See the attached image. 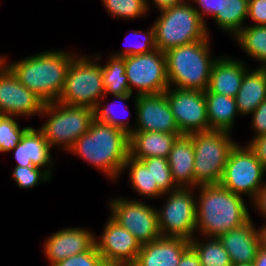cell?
I'll return each mask as SVG.
<instances>
[{
  "label": "cell",
  "instance_id": "1",
  "mask_svg": "<svg viewBox=\"0 0 266 266\" xmlns=\"http://www.w3.org/2000/svg\"><path fill=\"white\" fill-rule=\"evenodd\" d=\"M196 190H199V194L196 193V235L218 238L251 219L243 196L220 184L200 185Z\"/></svg>",
  "mask_w": 266,
  "mask_h": 266
},
{
  "label": "cell",
  "instance_id": "2",
  "mask_svg": "<svg viewBox=\"0 0 266 266\" xmlns=\"http://www.w3.org/2000/svg\"><path fill=\"white\" fill-rule=\"evenodd\" d=\"M117 182L129 156V135L122 129L93 121L67 151Z\"/></svg>",
  "mask_w": 266,
  "mask_h": 266
},
{
  "label": "cell",
  "instance_id": "3",
  "mask_svg": "<svg viewBox=\"0 0 266 266\" xmlns=\"http://www.w3.org/2000/svg\"><path fill=\"white\" fill-rule=\"evenodd\" d=\"M77 55L71 51L56 49L36 53L9 64L3 56L2 62L22 85L34 92L45 103H50L58 101L71 61Z\"/></svg>",
  "mask_w": 266,
  "mask_h": 266
},
{
  "label": "cell",
  "instance_id": "4",
  "mask_svg": "<svg viewBox=\"0 0 266 266\" xmlns=\"http://www.w3.org/2000/svg\"><path fill=\"white\" fill-rule=\"evenodd\" d=\"M210 36L164 52L169 87L201 91L208 88L211 68L218 58L210 52Z\"/></svg>",
  "mask_w": 266,
  "mask_h": 266
},
{
  "label": "cell",
  "instance_id": "5",
  "mask_svg": "<svg viewBox=\"0 0 266 266\" xmlns=\"http://www.w3.org/2000/svg\"><path fill=\"white\" fill-rule=\"evenodd\" d=\"M159 12L160 15L153 23L157 50L166 52L209 36L206 24L190 1Z\"/></svg>",
  "mask_w": 266,
  "mask_h": 266
},
{
  "label": "cell",
  "instance_id": "6",
  "mask_svg": "<svg viewBox=\"0 0 266 266\" xmlns=\"http://www.w3.org/2000/svg\"><path fill=\"white\" fill-rule=\"evenodd\" d=\"M46 120L40 128L51 147H62L68 151L74 142L88 132L94 121V111L87 106H69L59 101L45 103L41 118Z\"/></svg>",
  "mask_w": 266,
  "mask_h": 266
},
{
  "label": "cell",
  "instance_id": "7",
  "mask_svg": "<svg viewBox=\"0 0 266 266\" xmlns=\"http://www.w3.org/2000/svg\"><path fill=\"white\" fill-rule=\"evenodd\" d=\"M231 132L209 130L192 133L194 180L200 185L219 184L231 150L238 143Z\"/></svg>",
  "mask_w": 266,
  "mask_h": 266
},
{
  "label": "cell",
  "instance_id": "8",
  "mask_svg": "<svg viewBox=\"0 0 266 266\" xmlns=\"http://www.w3.org/2000/svg\"><path fill=\"white\" fill-rule=\"evenodd\" d=\"M101 56L77 55L69 66L58 101L69 106L94 108L105 96Z\"/></svg>",
  "mask_w": 266,
  "mask_h": 266
},
{
  "label": "cell",
  "instance_id": "9",
  "mask_svg": "<svg viewBox=\"0 0 266 266\" xmlns=\"http://www.w3.org/2000/svg\"><path fill=\"white\" fill-rule=\"evenodd\" d=\"M265 173L266 168L248 145L238 142L230 152L219 184L234 194L245 195L250 203L266 183Z\"/></svg>",
  "mask_w": 266,
  "mask_h": 266
},
{
  "label": "cell",
  "instance_id": "10",
  "mask_svg": "<svg viewBox=\"0 0 266 266\" xmlns=\"http://www.w3.org/2000/svg\"><path fill=\"white\" fill-rule=\"evenodd\" d=\"M163 196L166 197L163 207L156 208L161 236L180 237L190 241L196 236L195 188L178 187Z\"/></svg>",
  "mask_w": 266,
  "mask_h": 266
},
{
  "label": "cell",
  "instance_id": "11",
  "mask_svg": "<svg viewBox=\"0 0 266 266\" xmlns=\"http://www.w3.org/2000/svg\"><path fill=\"white\" fill-rule=\"evenodd\" d=\"M130 93L135 95L161 94L169 87L165 53L153 50L148 53L123 57Z\"/></svg>",
  "mask_w": 266,
  "mask_h": 266
},
{
  "label": "cell",
  "instance_id": "12",
  "mask_svg": "<svg viewBox=\"0 0 266 266\" xmlns=\"http://www.w3.org/2000/svg\"><path fill=\"white\" fill-rule=\"evenodd\" d=\"M108 205L110 216L128 230L141 245L161 237L157 209L154 206L121 196L112 198Z\"/></svg>",
  "mask_w": 266,
  "mask_h": 266
},
{
  "label": "cell",
  "instance_id": "13",
  "mask_svg": "<svg viewBox=\"0 0 266 266\" xmlns=\"http://www.w3.org/2000/svg\"><path fill=\"white\" fill-rule=\"evenodd\" d=\"M164 94L181 134L209 131L204 91L168 87Z\"/></svg>",
  "mask_w": 266,
  "mask_h": 266
},
{
  "label": "cell",
  "instance_id": "14",
  "mask_svg": "<svg viewBox=\"0 0 266 266\" xmlns=\"http://www.w3.org/2000/svg\"><path fill=\"white\" fill-rule=\"evenodd\" d=\"M102 235L95 237L98 252L107 266H131L141 250L140 242L111 216Z\"/></svg>",
  "mask_w": 266,
  "mask_h": 266
},
{
  "label": "cell",
  "instance_id": "15",
  "mask_svg": "<svg viewBox=\"0 0 266 266\" xmlns=\"http://www.w3.org/2000/svg\"><path fill=\"white\" fill-rule=\"evenodd\" d=\"M45 102L20 83L13 72L0 64V115L31 117L42 113Z\"/></svg>",
  "mask_w": 266,
  "mask_h": 266
},
{
  "label": "cell",
  "instance_id": "16",
  "mask_svg": "<svg viewBox=\"0 0 266 266\" xmlns=\"http://www.w3.org/2000/svg\"><path fill=\"white\" fill-rule=\"evenodd\" d=\"M136 120L133 131L181 133L164 93L134 95Z\"/></svg>",
  "mask_w": 266,
  "mask_h": 266
},
{
  "label": "cell",
  "instance_id": "17",
  "mask_svg": "<svg viewBox=\"0 0 266 266\" xmlns=\"http://www.w3.org/2000/svg\"><path fill=\"white\" fill-rule=\"evenodd\" d=\"M96 235L86 228L68 227L59 229L46 238L43 254L53 266L70 256L91 250L95 245Z\"/></svg>",
  "mask_w": 266,
  "mask_h": 266
},
{
  "label": "cell",
  "instance_id": "18",
  "mask_svg": "<svg viewBox=\"0 0 266 266\" xmlns=\"http://www.w3.org/2000/svg\"><path fill=\"white\" fill-rule=\"evenodd\" d=\"M190 247V241L180 237H159L142 244L131 266H178L182 254Z\"/></svg>",
  "mask_w": 266,
  "mask_h": 266
},
{
  "label": "cell",
  "instance_id": "19",
  "mask_svg": "<svg viewBox=\"0 0 266 266\" xmlns=\"http://www.w3.org/2000/svg\"><path fill=\"white\" fill-rule=\"evenodd\" d=\"M51 145L38 129L30 127L22 136L18 145L12 149L16 161L15 166H35L43 168L52 177L53 157ZM51 167V168H50Z\"/></svg>",
  "mask_w": 266,
  "mask_h": 266
},
{
  "label": "cell",
  "instance_id": "20",
  "mask_svg": "<svg viewBox=\"0 0 266 266\" xmlns=\"http://www.w3.org/2000/svg\"><path fill=\"white\" fill-rule=\"evenodd\" d=\"M246 65L242 59L219 56L212 65L207 89L212 93L235 98L240 89L242 79L249 70Z\"/></svg>",
  "mask_w": 266,
  "mask_h": 266
},
{
  "label": "cell",
  "instance_id": "21",
  "mask_svg": "<svg viewBox=\"0 0 266 266\" xmlns=\"http://www.w3.org/2000/svg\"><path fill=\"white\" fill-rule=\"evenodd\" d=\"M252 218L243 226L221 234L218 238L228 252L232 265L254 262L260 239Z\"/></svg>",
  "mask_w": 266,
  "mask_h": 266
},
{
  "label": "cell",
  "instance_id": "22",
  "mask_svg": "<svg viewBox=\"0 0 266 266\" xmlns=\"http://www.w3.org/2000/svg\"><path fill=\"white\" fill-rule=\"evenodd\" d=\"M167 159L177 187H198L194 180V147L191 135H179Z\"/></svg>",
  "mask_w": 266,
  "mask_h": 266
},
{
  "label": "cell",
  "instance_id": "23",
  "mask_svg": "<svg viewBox=\"0 0 266 266\" xmlns=\"http://www.w3.org/2000/svg\"><path fill=\"white\" fill-rule=\"evenodd\" d=\"M181 133L132 131L129 134V155L142 160L149 157L168 158L172 146Z\"/></svg>",
  "mask_w": 266,
  "mask_h": 266
},
{
  "label": "cell",
  "instance_id": "24",
  "mask_svg": "<svg viewBox=\"0 0 266 266\" xmlns=\"http://www.w3.org/2000/svg\"><path fill=\"white\" fill-rule=\"evenodd\" d=\"M235 99L240 116H249L266 99V68H250Z\"/></svg>",
  "mask_w": 266,
  "mask_h": 266
},
{
  "label": "cell",
  "instance_id": "25",
  "mask_svg": "<svg viewBox=\"0 0 266 266\" xmlns=\"http://www.w3.org/2000/svg\"><path fill=\"white\" fill-rule=\"evenodd\" d=\"M206 100L207 119L209 130H223L232 132L235 126L236 116L240 115L237 109L236 99L212 93L208 89L204 91Z\"/></svg>",
  "mask_w": 266,
  "mask_h": 266
},
{
  "label": "cell",
  "instance_id": "26",
  "mask_svg": "<svg viewBox=\"0 0 266 266\" xmlns=\"http://www.w3.org/2000/svg\"><path fill=\"white\" fill-rule=\"evenodd\" d=\"M233 39L247 55L260 62L259 68H266L265 25H245Z\"/></svg>",
  "mask_w": 266,
  "mask_h": 266
},
{
  "label": "cell",
  "instance_id": "27",
  "mask_svg": "<svg viewBox=\"0 0 266 266\" xmlns=\"http://www.w3.org/2000/svg\"><path fill=\"white\" fill-rule=\"evenodd\" d=\"M128 172L129 182L138 196L144 198H162L164 194L158 187H152L151 166H146L141 160L127 157L122 169Z\"/></svg>",
  "mask_w": 266,
  "mask_h": 266
},
{
  "label": "cell",
  "instance_id": "28",
  "mask_svg": "<svg viewBox=\"0 0 266 266\" xmlns=\"http://www.w3.org/2000/svg\"><path fill=\"white\" fill-rule=\"evenodd\" d=\"M247 16L248 0H222L221 12L213 19L219 30L234 37L245 26Z\"/></svg>",
  "mask_w": 266,
  "mask_h": 266
},
{
  "label": "cell",
  "instance_id": "29",
  "mask_svg": "<svg viewBox=\"0 0 266 266\" xmlns=\"http://www.w3.org/2000/svg\"><path fill=\"white\" fill-rule=\"evenodd\" d=\"M105 65L101 64L105 96L124 95L130 93L127 75L125 73V60L121 57L108 56Z\"/></svg>",
  "mask_w": 266,
  "mask_h": 266
},
{
  "label": "cell",
  "instance_id": "30",
  "mask_svg": "<svg viewBox=\"0 0 266 266\" xmlns=\"http://www.w3.org/2000/svg\"><path fill=\"white\" fill-rule=\"evenodd\" d=\"M204 239H207L206 242L194 236L190 240V246L199 256L202 266H232L229 254L219 238L204 237Z\"/></svg>",
  "mask_w": 266,
  "mask_h": 266
},
{
  "label": "cell",
  "instance_id": "31",
  "mask_svg": "<svg viewBox=\"0 0 266 266\" xmlns=\"http://www.w3.org/2000/svg\"><path fill=\"white\" fill-rule=\"evenodd\" d=\"M133 96L132 93L129 94H124V95H118V96H113L115 97L118 101V103H125V101L129 100L131 97ZM107 99L106 96H104L93 108L94 111V120L97 122H102L105 123L107 125H111L117 128H120L122 130H124L128 135L133 131V126L129 125V120L127 117V112L124 115L126 118H121L122 114H120L122 111V113H125V111H127L125 108H127V105H121V112H115L114 111V105L116 106L117 104L115 102L113 103H108L106 104V102L104 104H102L105 100ZM116 100V102H117ZM103 101V102H102ZM119 104L116 106L118 107ZM118 110V109H117ZM132 126V127H131Z\"/></svg>",
  "mask_w": 266,
  "mask_h": 266
},
{
  "label": "cell",
  "instance_id": "32",
  "mask_svg": "<svg viewBox=\"0 0 266 266\" xmlns=\"http://www.w3.org/2000/svg\"><path fill=\"white\" fill-rule=\"evenodd\" d=\"M112 18L131 20L145 16L150 8V0H101ZM150 1V2H149Z\"/></svg>",
  "mask_w": 266,
  "mask_h": 266
},
{
  "label": "cell",
  "instance_id": "33",
  "mask_svg": "<svg viewBox=\"0 0 266 266\" xmlns=\"http://www.w3.org/2000/svg\"><path fill=\"white\" fill-rule=\"evenodd\" d=\"M146 166H151L152 187H158L163 193L177 189L168 159L164 157H149L141 160Z\"/></svg>",
  "mask_w": 266,
  "mask_h": 266
},
{
  "label": "cell",
  "instance_id": "34",
  "mask_svg": "<svg viewBox=\"0 0 266 266\" xmlns=\"http://www.w3.org/2000/svg\"><path fill=\"white\" fill-rule=\"evenodd\" d=\"M31 126L20 127L16 116L0 115V152L9 153Z\"/></svg>",
  "mask_w": 266,
  "mask_h": 266
},
{
  "label": "cell",
  "instance_id": "35",
  "mask_svg": "<svg viewBox=\"0 0 266 266\" xmlns=\"http://www.w3.org/2000/svg\"><path fill=\"white\" fill-rule=\"evenodd\" d=\"M132 36L135 38L141 37V41L131 43L129 42L128 38L126 39V45L124 49L120 52H112L110 54L113 57H126V56H133V55H139L143 53H148L156 49V37H155V29L153 24L150 26V29L148 31H142V30H134L131 32ZM128 37V36H127ZM131 39V38H130Z\"/></svg>",
  "mask_w": 266,
  "mask_h": 266
},
{
  "label": "cell",
  "instance_id": "36",
  "mask_svg": "<svg viewBox=\"0 0 266 266\" xmlns=\"http://www.w3.org/2000/svg\"><path fill=\"white\" fill-rule=\"evenodd\" d=\"M12 178L19 188L31 189L40 183L49 182L51 176L42 168L35 166H15Z\"/></svg>",
  "mask_w": 266,
  "mask_h": 266
},
{
  "label": "cell",
  "instance_id": "37",
  "mask_svg": "<svg viewBox=\"0 0 266 266\" xmlns=\"http://www.w3.org/2000/svg\"><path fill=\"white\" fill-rule=\"evenodd\" d=\"M53 266H107L103 257L98 252L96 245L83 253L70 256L65 260L59 261Z\"/></svg>",
  "mask_w": 266,
  "mask_h": 266
},
{
  "label": "cell",
  "instance_id": "38",
  "mask_svg": "<svg viewBox=\"0 0 266 266\" xmlns=\"http://www.w3.org/2000/svg\"><path fill=\"white\" fill-rule=\"evenodd\" d=\"M190 2H192L195 5L197 4V6L201 8L199 9L194 6L200 18L206 24L208 35H210L209 32L210 30L204 19L205 18L204 15L209 17L211 16L212 18H214L218 12H221L222 0H190Z\"/></svg>",
  "mask_w": 266,
  "mask_h": 266
},
{
  "label": "cell",
  "instance_id": "39",
  "mask_svg": "<svg viewBox=\"0 0 266 266\" xmlns=\"http://www.w3.org/2000/svg\"><path fill=\"white\" fill-rule=\"evenodd\" d=\"M255 23L266 26V0H248V16Z\"/></svg>",
  "mask_w": 266,
  "mask_h": 266
},
{
  "label": "cell",
  "instance_id": "40",
  "mask_svg": "<svg viewBox=\"0 0 266 266\" xmlns=\"http://www.w3.org/2000/svg\"><path fill=\"white\" fill-rule=\"evenodd\" d=\"M252 115L251 127L255 136L266 134V99L250 114Z\"/></svg>",
  "mask_w": 266,
  "mask_h": 266
},
{
  "label": "cell",
  "instance_id": "41",
  "mask_svg": "<svg viewBox=\"0 0 266 266\" xmlns=\"http://www.w3.org/2000/svg\"><path fill=\"white\" fill-rule=\"evenodd\" d=\"M247 145L254 152L259 162L266 168V134L253 137Z\"/></svg>",
  "mask_w": 266,
  "mask_h": 266
},
{
  "label": "cell",
  "instance_id": "42",
  "mask_svg": "<svg viewBox=\"0 0 266 266\" xmlns=\"http://www.w3.org/2000/svg\"><path fill=\"white\" fill-rule=\"evenodd\" d=\"M250 204L266 219V183L260 188L256 198Z\"/></svg>",
  "mask_w": 266,
  "mask_h": 266
},
{
  "label": "cell",
  "instance_id": "43",
  "mask_svg": "<svg viewBox=\"0 0 266 266\" xmlns=\"http://www.w3.org/2000/svg\"><path fill=\"white\" fill-rule=\"evenodd\" d=\"M178 266H202L199 260V256L190 246L183 254Z\"/></svg>",
  "mask_w": 266,
  "mask_h": 266
},
{
  "label": "cell",
  "instance_id": "44",
  "mask_svg": "<svg viewBox=\"0 0 266 266\" xmlns=\"http://www.w3.org/2000/svg\"><path fill=\"white\" fill-rule=\"evenodd\" d=\"M186 0H153V5L158 8L159 11L179 5Z\"/></svg>",
  "mask_w": 266,
  "mask_h": 266
},
{
  "label": "cell",
  "instance_id": "45",
  "mask_svg": "<svg viewBox=\"0 0 266 266\" xmlns=\"http://www.w3.org/2000/svg\"><path fill=\"white\" fill-rule=\"evenodd\" d=\"M253 264L254 266H266V250L262 249L261 247L258 249Z\"/></svg>",
  "mask_w": 266,
  "mask_h": 266
},
{
  "label": "cell",
  "instance_id": "46",
  "mask_svg": "<svg viewBox=\"0 0 266 266\" xmlns=\"http://www.w3.org/2000/svg\"><path fill=\"white\" fill-rule=\"evenodd\" d=\"M262 227H257L260 239V247L266 250V223L261 225Z\"/></svg>",
  "mask_w": 266,
  "mask_h": 266
},
{
  "label": "cell",
  "instance_id": "47",
  "mask_svg": "<svg viewBox=\"0 0 266 266\" xmlns=\"http://www.w3.org/2000/svg\"><path fill=\"white\" fill-rule=\"evenodd\" d=\"M232 266H254L253 262L250 263H237Z\"/></svg>",
  "mask_w": 266,
  "mask_h": 266
},
{
  "label": "cell",
  "instance_id": "48",
  "mask_svg": "<svg viewBox=\"0 0 266 266\" xmlns=\"http://www.w3.org/2000/svg\"><path fill=\"white\" fill-rule=\"evenodd\" d=\"M2 57H3V56H2V55H0V64L2 63Z\"/></svg>",
  "mask_w": 266,
  "mask_h": 266
}]
</instances>
